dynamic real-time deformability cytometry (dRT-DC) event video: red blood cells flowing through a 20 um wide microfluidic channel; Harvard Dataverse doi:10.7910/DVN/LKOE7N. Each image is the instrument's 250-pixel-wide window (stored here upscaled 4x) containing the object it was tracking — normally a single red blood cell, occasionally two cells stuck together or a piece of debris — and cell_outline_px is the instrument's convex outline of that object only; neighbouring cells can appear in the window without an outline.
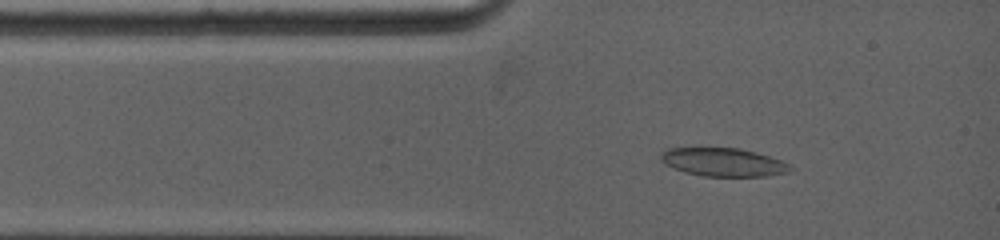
{"species": "common noctule bat (a hibernating species)", "species_latin": "Nyctalus noctula", "temperature_condition": "warm", "stored_images_in_passage": 57, "camera_frame_rate_fps": 5000, "um_per_image_px": 0.085, "animal": {"sex": "female", "body_mass_g": 19.0, "forearm_length_mm": 53.3}, "frame": {"image": 1, "passage_image": 6, "time_ms": 1.2, "image_size_px": [1000, 240], "cell_outline_px": [[792, 168], [788, 172], [764, 176], [704, 176], [684, 172], [664, 164], [660, 160], [660, 156], [668, 148], [740, 148], [756, 152], [780, 160], [788, 164]], "centroid_in_image_um": [61.45, 13.78], "position_along_channel_um": 23.5, "area_um2": 21.15}}
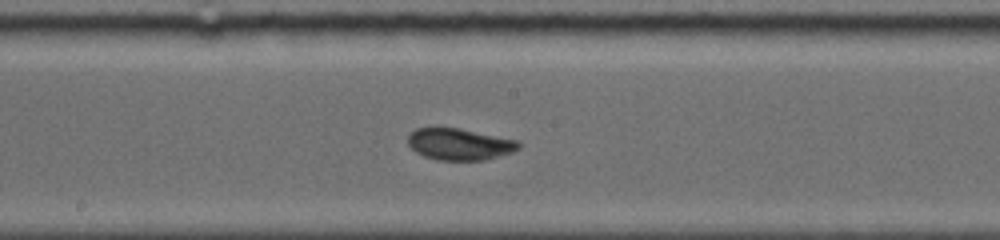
{"frame": {"image": 2, "passage_image": 29, "time_ms": 6.2, "image_size_px": [1000, 240], "cell_outline_px": [[520, 148], [512, 152], [484, 160], [436, 160], [424, 156], [416, 152], [408, 144], [408, 136], [416, 128], [456, 128], [520, 140]], "centroid_in_image_um": [39.07, 12.26], "position_along_channel_um": 209.1, "area_um2": 20.29}}
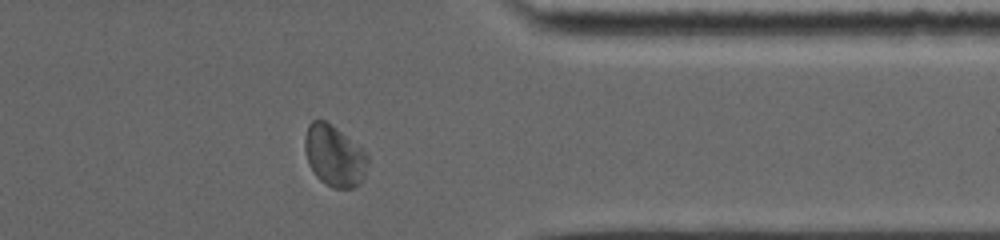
{"frame": {"image": 3, "passage_image": 49, "time_ms": 10.8, "image_size_px": [1000, 240], "cell_outline_px": [[368, 160], [364, 176], [360, 184], [352, 188], [332, 188], [324, 184], [316, 176], [308, 160], [304, 144], [304, 140], [308, 124], [312, 120], [324, 120], [340, 132], [360, 148], [368, 156]], "centroid_in_image_um": [28.4, 13.28], "position_along_channel_um": 383.0, "area_um2": 21.91}, "authors_computed_cell_mechanics": {"area_um2": 20.5768, "velocity_mm_per_s": 3.9791, "shape_relaxation_time_tau1_ms": 5.5255, "shape_relaxation_time_tau2_ms": 1.8061, "deformation_change_tau1": 0.1408, "deformation_change_tau2": 0.0486}}